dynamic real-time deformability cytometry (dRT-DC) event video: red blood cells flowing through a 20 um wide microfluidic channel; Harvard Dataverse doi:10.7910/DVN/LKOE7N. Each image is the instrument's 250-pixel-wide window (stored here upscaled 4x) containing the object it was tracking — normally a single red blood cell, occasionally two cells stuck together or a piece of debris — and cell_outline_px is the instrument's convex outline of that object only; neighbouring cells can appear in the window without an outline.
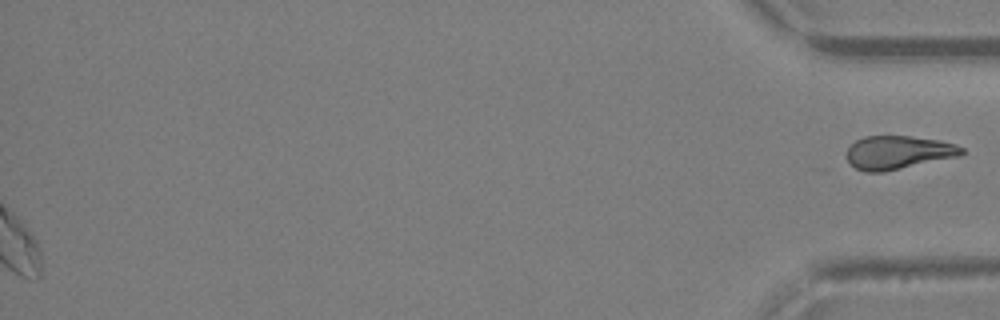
{"species": "Egyptian fruit bat (a non-hibernating species)", "species_latin": "Rousettus aegyptiacus", "temperature_condition": "warm", "stored_images_in_passage": 41, "segment_of_instrument_passage": [2, 2], "camera_frame_rate_fps": 3000, "um_per_image_px": 0.085, "animal": {"sex": "female"}, "frame": {"image": 1, "passage_image": 41, "time_ms": 13.333, "image_size_px": [1000, 320], "cell_outline_px": [[964, 152], [960, 156], [884, 172], [864, 172], [848, 164], [844, 156], [848, 148], [856, 140], [864, 136], [912, 136], [936, 140], [956, 144], [964, 148]], "centroid_in_image_um": [76.3, 12.97], "position_along_channel_um": 358.9, "area_um2": 22.66}}